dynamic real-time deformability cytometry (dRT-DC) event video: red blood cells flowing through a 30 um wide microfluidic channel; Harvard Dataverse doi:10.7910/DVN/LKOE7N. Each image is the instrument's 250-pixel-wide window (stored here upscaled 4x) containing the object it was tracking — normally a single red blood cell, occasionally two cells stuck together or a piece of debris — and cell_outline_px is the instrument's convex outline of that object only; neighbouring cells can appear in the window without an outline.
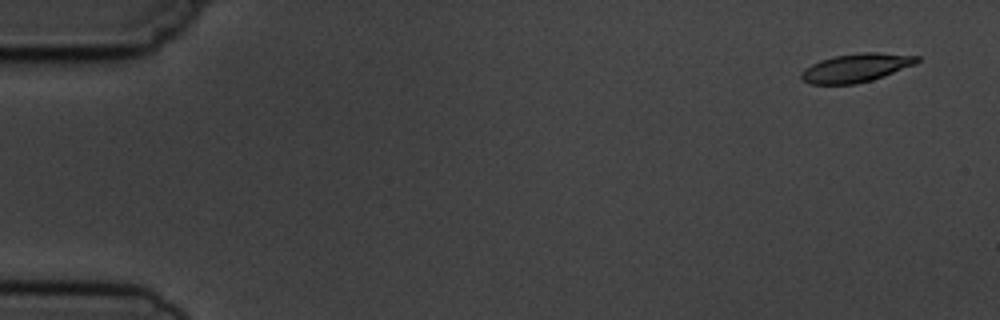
{"species": "common noctule bat (a hibernating species)", "species_latin": "Nyctalus noctula", "temperature_condition": "cold", "stored_images_in_passage": 16, "camera_frame_rate_fps": 3000, "um_per_image_px": 0.085, "animal": {"sex": "male", "body_mass_g": 19.5, "forearm_length_mm": 54.6}, "frame": {"image": 1, "passage_image": 1, "time_ms": 0.0, "image_size_px": [1000, 320], "cell_outline_px": [[920, 60], [916, 64], [884, 76], [872, 80], [856, 84], [808, 84], [800, 76], [800, 72], [804, 68], [820, 60], [832, 56], [860, 52], [876, 52], [920, 56]], "centroid_in_image_um": [72.76, 5.76], "position_along_channel_um": 12.2, "area_um2": 19.42}}
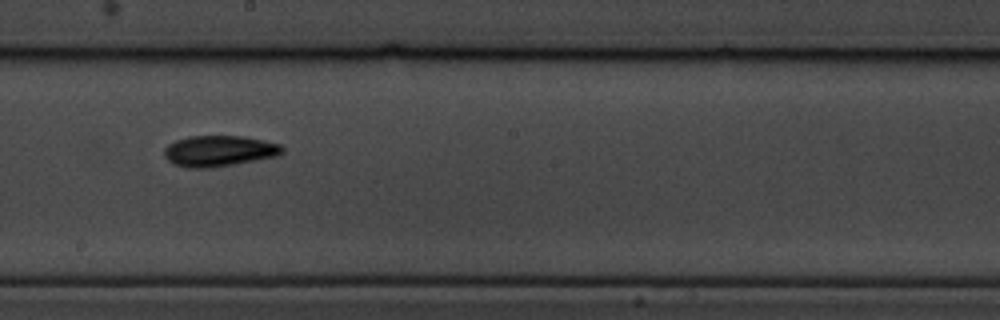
{"frame": {"image": 2, "passage_image": 9, "time_ms": 9.333, "image_size_px": [1000, 320], "cell_outline_px": [[284, 152], [276, 156], [232, 164], [208, 168], [184, 168], [172, 164], [164, 156], [164, 148], [168, 144], [176, 140], [188, 136], [244, 136], [264, 140], [280, 144], [284, 148]], "centroid_in_image_um": [18.58, 12.83], "position_along_channel_um": 229.6, "area_um2": 21.33}}
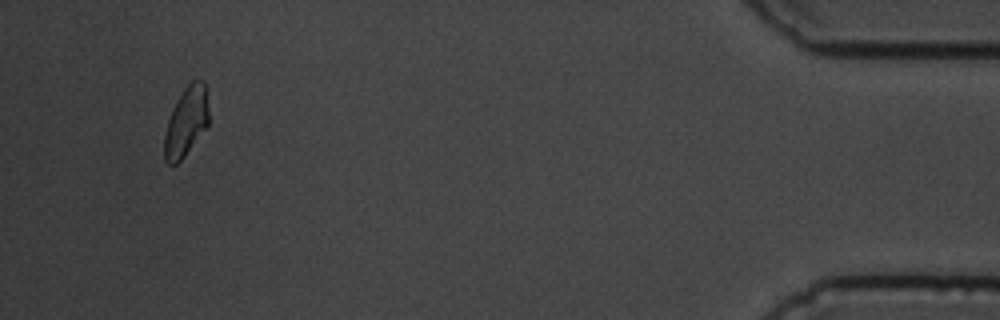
{"frame": {"image": 3, "passage_image": 15, "time_ms": 16.333, "image_size_px": [1000, 320], "cell_outline_px": [[208, 124], [184, 156], [176, 164], [168, 164], [164, 160], [164, 136], [168, 120], [172, 108], [184, 88], [196, 76], [208, 88]], "centroid_in_image_um": [15.83, 10.29], "position_along_channel_um": 419.4, "area_um2": 17.98}, "authors_computed_cell_mechanics": {"area_um2": 19.5653, "velocity_mm_per_s": 3.7078, "shape_relaxation_time_tau1_ms": 2.7076, "shape_relaxation_time_tau2_ms": 8.2896, "deformation_change_tau1": 0.1086, "deformation_change_tau2": 0.1712}}